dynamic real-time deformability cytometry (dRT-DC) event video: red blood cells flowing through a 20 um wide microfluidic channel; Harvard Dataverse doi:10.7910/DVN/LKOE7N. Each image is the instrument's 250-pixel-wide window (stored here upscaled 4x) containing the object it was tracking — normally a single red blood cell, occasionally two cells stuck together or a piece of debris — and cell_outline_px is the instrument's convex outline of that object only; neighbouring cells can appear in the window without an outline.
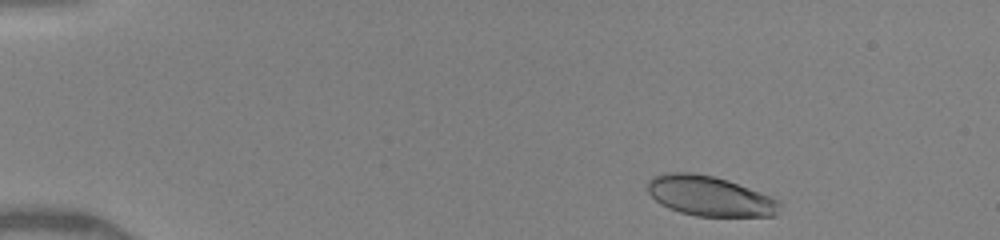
{"species": "human", "species_latin": "Homo sapiens", "temperature_condition": "warm", "stored_images_in_passage": 28, "camera_frame_rate_fps": 3000, "um_per_image_px": 0.085, "donor": {"sex": "female"}, "frame": {"image": 1, "passage_image": 2, "time_ms": 0.333, "image_size_px": [1000, 240], "cell_outline_px": [[780, 204], [776, 216], [696, 216], [680, 212], [668, 208], [660, 204], [648, 192], [648, 180], [652, 176], [668, 172], [692, 172], [712, 176], [728, 180], [772, 196], [780, 200]], "centroid_in_image_um": [60.32, 16.66], "position_along_channel_um": 24.7, "area_um2": 30.92}}
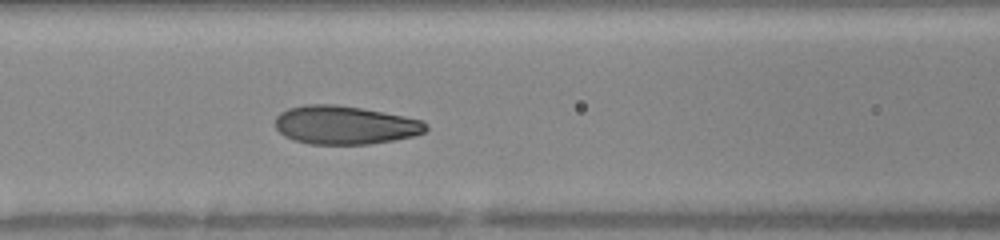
{"frame": {"image": 2, "passage_image": 16, "time_ms": 5.333, "image_size_px": [1000, 240], "cell_outline_px": [[428, 128], [424, 132], [416, 136], [368, 144], [308, 144], [292, 140], [284, 136], [276, 128], [276, 116], [280, 112], [288, 108], [308, 104], [332, 104], [360, 108], [404, 116], [420, 120], [428, 124]], "centroid_in_image_um": [29.3, 10.63], "position_along_channel_um": 137.3, "area_um2": 33.76}}
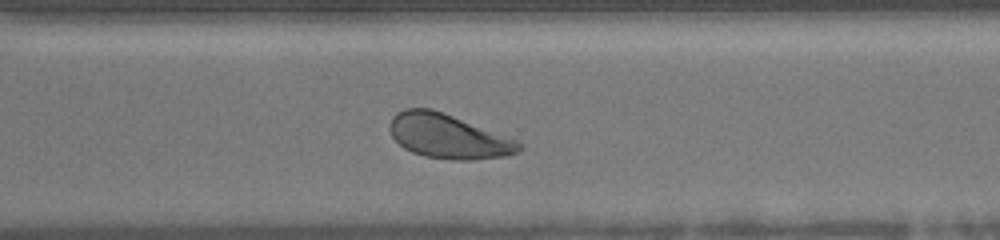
{"frame": {"image": 3, "passage_image": 28, "time_ms": 10.0, "image_size_px": [1000, 240], "cell_outline_px": [[524, 148], [520, 152], [504, 156], [472, 160], [452, 160], [424, 156], [412, 152], [404, 148], [392, 136], [388, 128], [388, 124], [392, 116], [396, 112], [404, 108], [432, 108], [520, 140]], "centroid_in_image_um": [38.12, 11.58], "position_along_channel_um": 332.5, "area_um2": 33.93}}